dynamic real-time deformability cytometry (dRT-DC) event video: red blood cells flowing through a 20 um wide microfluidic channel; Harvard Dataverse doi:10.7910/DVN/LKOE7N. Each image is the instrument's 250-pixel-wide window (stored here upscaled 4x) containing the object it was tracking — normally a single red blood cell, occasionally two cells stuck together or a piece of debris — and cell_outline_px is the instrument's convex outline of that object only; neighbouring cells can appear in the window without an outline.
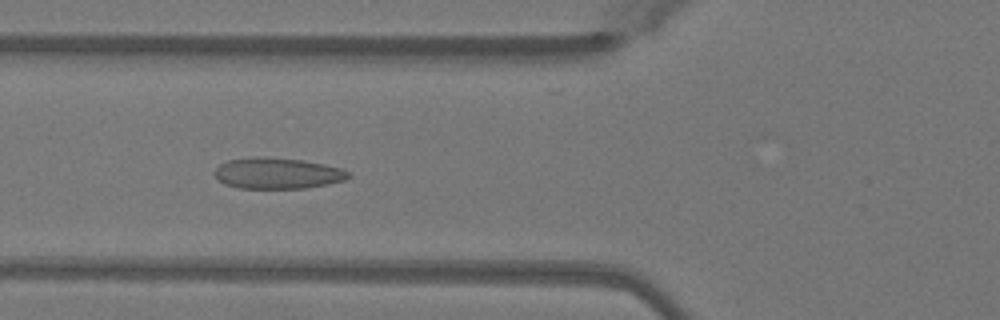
{"species": "Egyptian fruit bat (a non-hibernating species)", "species_latin": "Rousettus aegyptiacus", "temperature_condition": "warm", "stored_images_in_passage": 35, "camera_frame_rate_fps": 3000, "um_per_image_px": 0.085, "animal": {"sex": "female"}, "frame": {"image": 1, "passage_image": 4, "time_ms": 1.0, "image_size_px": [1000, 320], "cell_outline_px": [[352, 176], [344, 180], [328, 184], [304, 188], [240, 188], [224, 184], [212, 172], [220, 164], [228, 160], [252, 156], [264, 156], [304, 160], [324, 164], [340, 168], [348, 172]], "centroid_in_image_um": [23.56, 14.71], "position_along_channel_um": 102.2, "area_um2": 24.33}}
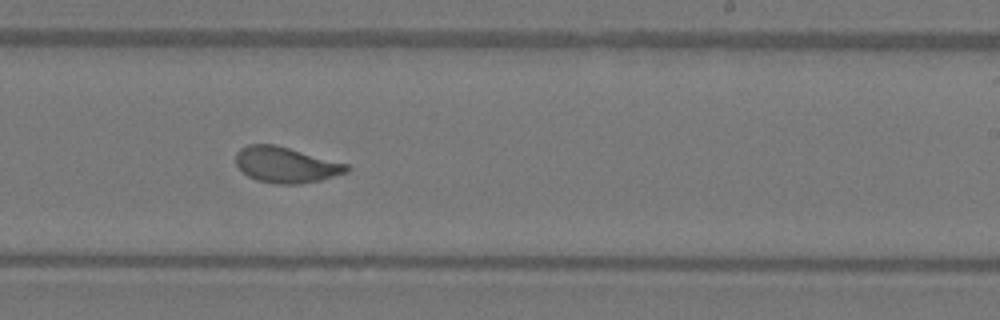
{"frame": {"image": 2, "passage_image": 16, "time_ms": 5.0, "image_size_px": [1000, 320], "cell_outline_px": [[352, 168], [348, 172], [320, 180], [296, 184], [276, 184], [256, 180], [248, 176], [236, 164], [236, 152], [240, 148], [248, 144], [276, 144], [348, 164]], "centroid_in_image_um": [24.31, 14.0], "position_along_channel_um": 264.7, "area_um2": 23.18}}
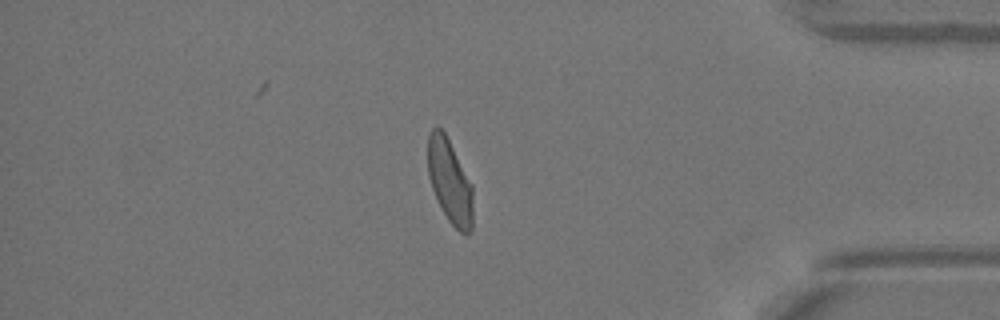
{"frame": {"image": 3, "passage_image": 28, "time_ms": 9.0, "image_size_px": [1000, 320], "cell_outline_px": [[472, 232], [468, 236], [464, 236], [448, 220], [432, 188], [428, 176], [428, 136], [432, 128], [436, 124], [444, 132], [472, 184]], "centroid_in_image_um": [38.24, 15.43], "position_along_channel_um": 397.0, "area_um2": 21.96}, "authors_computed_cell_mechanics": {"area_um2": 22.831, "velocity_mm_per_s": 4.0574, "shape_relaxation_time_tau1_ms": 5.2544, "shape_relaxation_time_tau2_ms": 0.7494, "deformation_change_tau1": 0.1735, "deformation_change_tau2": 0.0734}}